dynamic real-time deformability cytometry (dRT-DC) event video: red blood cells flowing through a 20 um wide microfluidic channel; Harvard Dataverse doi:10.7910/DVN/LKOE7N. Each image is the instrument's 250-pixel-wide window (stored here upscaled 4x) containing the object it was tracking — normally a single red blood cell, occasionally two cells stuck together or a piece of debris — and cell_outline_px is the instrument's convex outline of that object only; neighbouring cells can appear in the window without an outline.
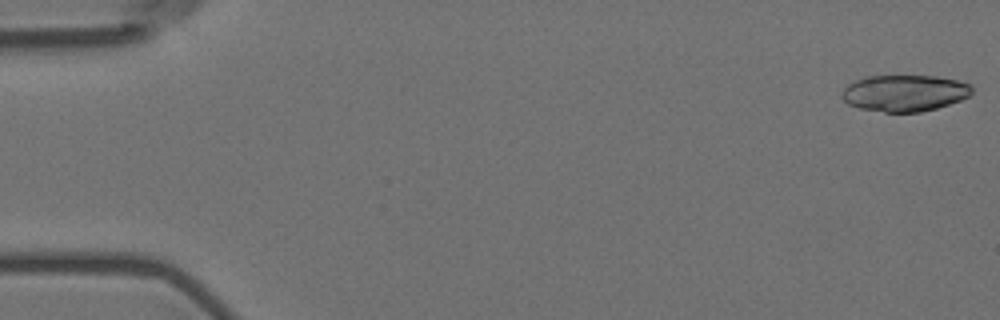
{"species": "Egyptian fruit bat (a non-hibernating species)", "species_latin": "Rousettus aegyptiacus", "temperature_condition": "room temperature", "stored_images_in_passage": 10, "camera_frame_rate_fps": 3000, "um_per_image_px": 0.085, "animal": {"sex": "female"}, "frame": {"image": 1, "passage_image": 1, "time_ms": 0.0, "image_size_px": [1000, 320], "cell_outline_px": [[972, 92], [968, 96], [960, 100], [936, 108], [920, 112], [884, 112], [860, 108], [848, 104], [840, 96], [844, 88], [848, 84], [864, 76], [936, 76], [956, 80], [972, 84]], "centroid_in_image_um": [76.87, 7.91], "position_along_channel_um": 8.1, "area_um2": 27.63}}